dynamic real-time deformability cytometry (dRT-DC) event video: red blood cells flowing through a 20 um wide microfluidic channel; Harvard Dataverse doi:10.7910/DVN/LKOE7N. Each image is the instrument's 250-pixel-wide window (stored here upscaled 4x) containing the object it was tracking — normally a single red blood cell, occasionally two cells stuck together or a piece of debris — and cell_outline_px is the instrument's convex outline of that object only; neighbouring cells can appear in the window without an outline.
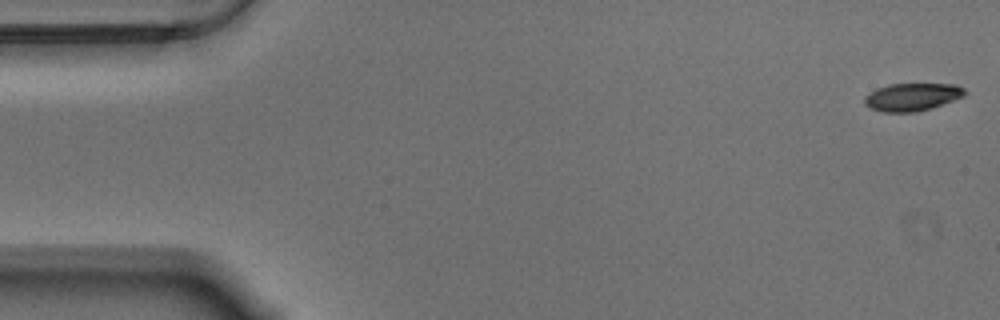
{"species": "Egyptian fruit bat (a non-hibernating species)", "species_latin": "Rousettus aegyptiacus", "temperature_condition": "warm", "stored_images_in_passage": 57, "camera_frame_rate_fps": 3000, "um_per_image_px": 0.085, "animal": {"sex": "male"}, "frame": {"image": 1, "passage_image": 1, "time_ms": 0.0, "image_size_px": [1000, 320], "cell_outline_px": [[968, 92], [964, 96], [932, 108], [916, 112], [880, 112], [868, 108], [864, 104], [864, 96], [876, 88], [888, 84], [956, 84], [964, 88]], "centroid_in_image_um": [77.51, 8.24], "position_along_channel_um": 7.5, "area_um2": 16.47}}
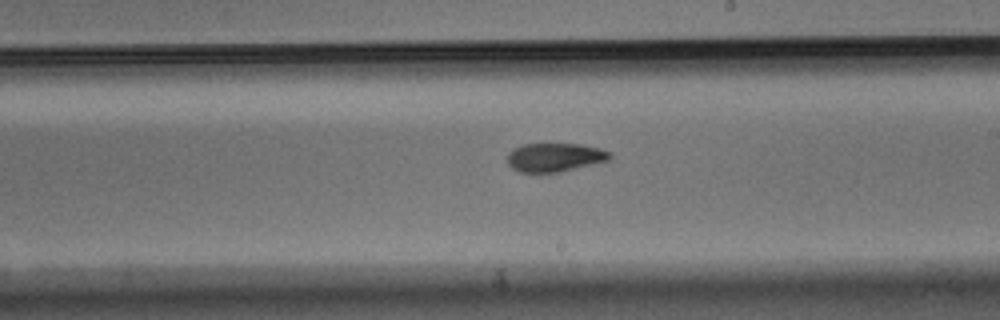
{"frame": {"image": 2, "passage_image": 32, "time_ms": 10.333, "image_size_px": [1000, 320], "cell_outline_px": [[612, 156], [608, 160], [560, 172], [520, 172], [512, 168], [508, 164], [508, 152], [512, 148], [524, 144], [580, 144], [600, 148], [612, 152]], "centroid_in_image_um": [47.15, 13.36], "position_along_channel_um": 241.8, "area_um2": 17.11}}
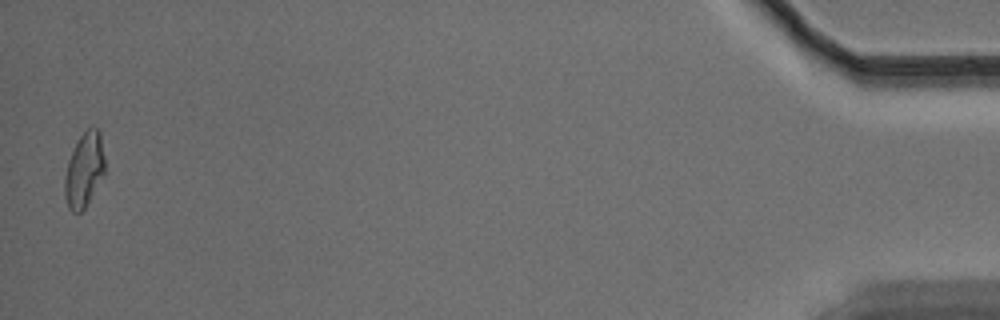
{"frame": {"image": 3, "passage_image": 56, "time_ms": 18.333, "image_size_px": [1000, 320], "cell_outline_px": [[104, 172], [84, 208], [80, 212], [72, 212], [68, 208], [64, 196], [64, 180], [68, 160], [80, 136], [92, 124], [100, 132], [104, 156]], "centroid_in_image_um": [7.14, 14.42], "position_along_channel_um": 428.1, "area_um2": 17.11}, "authors_computed_cell_mechanics": {"area_um2": 17.3978, "velocity_mm_per_s": 3.5265, "shape_relaxation_time_tau1_ms": 5.4745, "shape_relaxation_time_tau2_ms": 4.5194, "deformation_change_tau1": 0.1702, "deformation_change_tau2": 0.1101}}